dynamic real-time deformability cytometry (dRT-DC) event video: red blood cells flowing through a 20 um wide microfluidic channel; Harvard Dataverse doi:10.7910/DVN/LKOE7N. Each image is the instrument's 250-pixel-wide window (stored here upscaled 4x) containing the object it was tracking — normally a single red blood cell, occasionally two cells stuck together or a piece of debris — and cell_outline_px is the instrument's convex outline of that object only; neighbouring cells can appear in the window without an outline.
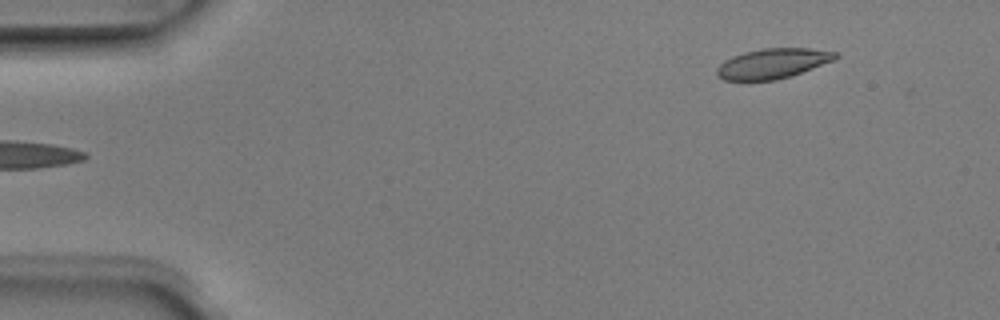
{"species": "Egyptian fruit bat (a non-hibernating species)", "species_latin": "Rousettus aegyptiacus", "temperature_condition": "room temperature", "stored_images_in_passage": 4, "segment_of_instrument_passage": [2, 2], "camera_frame_rate_fps": 3000, "um_per_image_px": 0.085, "animal": {"sex": "male"}, "frame": {"image": 1, "passage_image": 4, "time_ms": 1.0, "image_size_px": [1000, 320], "cell_outline_px": [[840, 56], [832, 60], [800, 72], [776, 80], [724, 80], [716, 76], [716, 68], [724, 60], [732, 56], [744, 52], [764, 48], [808, 48], [836, 52]], "centroid_in_image_um": [65.61, 5.39], "position_along_channel_um": 19.4, "area_um2": 20.46}}